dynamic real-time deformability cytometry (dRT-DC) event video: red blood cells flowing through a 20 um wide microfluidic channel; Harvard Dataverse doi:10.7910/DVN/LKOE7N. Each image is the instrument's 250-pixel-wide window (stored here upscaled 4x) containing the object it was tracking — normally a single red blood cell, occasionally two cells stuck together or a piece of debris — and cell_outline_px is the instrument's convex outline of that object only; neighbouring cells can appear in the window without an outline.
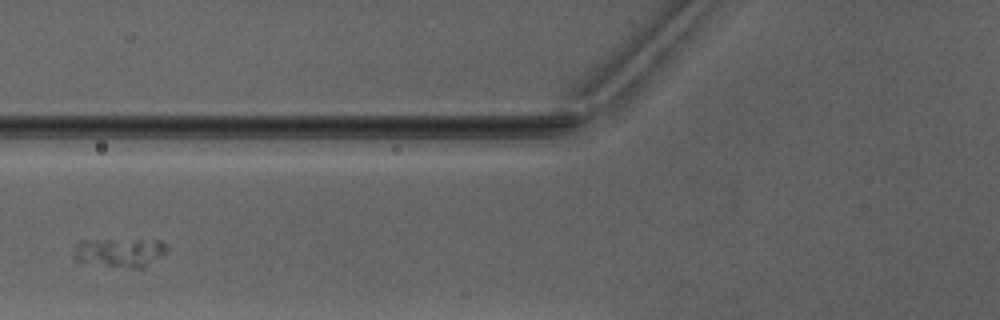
{"species": "Egyptian fruit bat (a non-hibernating species)", "species_latin": "Rousettus aegyptiacus", "temperature_condition": "warm", "stored_images_in_passage": 3, "camera_frame_rate_fps": 3000, "um_per_image_px": 0.085, "animal": {"sex": "male"}, "frame": {"image": 1, "passage_image": 2, "time_ms": 1.333, "image_size_px": [1000, 320], "cell_outline_px": [[168, 248], [160, 256], [144, 268], [132, 268], [76, 260], [76, 244], [84, 240], [160, 240]], "centroid_in_image_um": [10.24, 21.44], "position_along_channel_um": 115.6, "area_um2": 15.03}}
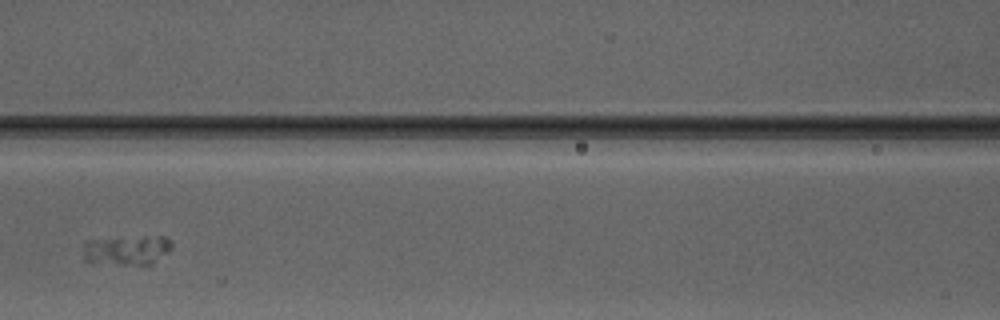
{"frame": {"image": 2, "passage_image": 3, "time_ms": 2.333, "image_size_px": [1000, 320], "cell_outline_px": [[172, 244], [148, 268], [84, 260], [84, 240], [144, 236], [164, 236]], "centroid_in_image_um": [10.76, 21.28], "position_along_channel_um": 155.8, "area_um2": 15.32}}